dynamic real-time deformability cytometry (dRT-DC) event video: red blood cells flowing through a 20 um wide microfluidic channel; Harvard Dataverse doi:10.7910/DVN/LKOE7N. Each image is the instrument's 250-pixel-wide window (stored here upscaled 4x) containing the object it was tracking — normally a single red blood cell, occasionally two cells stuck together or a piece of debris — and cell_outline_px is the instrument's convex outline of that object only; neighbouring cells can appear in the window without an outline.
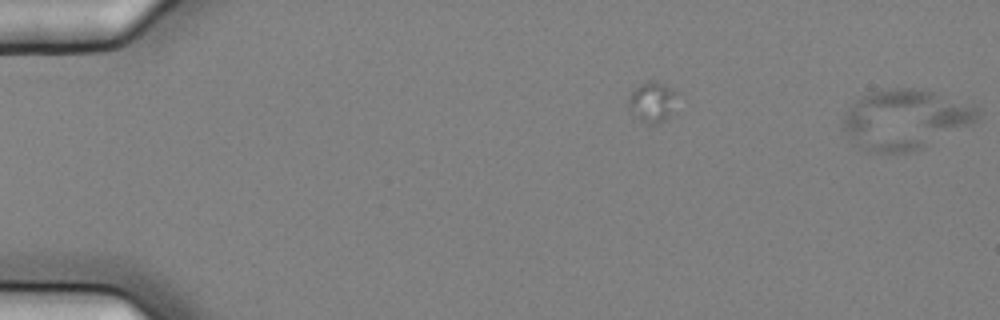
{"species": "common noctule bat (a hibernating species)", "species_latin": "Nyctalus noctula", "temperature_condition": "cold", "stored_images_in_passage": 4, "camera_frame_rate_fps": 3000, "um_per_image_px": 0.085, "animal": {"sex": "female", "body_mass_g": 25.1}, "frame": {"image": 1, "passage_image": 4, "time_ms": 1.0, "image_size_px": [1000, 320], "cell_outline_px": [[980, 120], [972, 124], [920, 148], [908, 152], [868, 152], [840, 124], [840, 120], [844, 112], [860, 96], [872, 92], [892, 88], [920, 88], [972, 104], [980, 108]], "centroid_in_image_um": [76.97, 10.11], "position_along_channel_um": 8.0, "area_um2": 46.47}}